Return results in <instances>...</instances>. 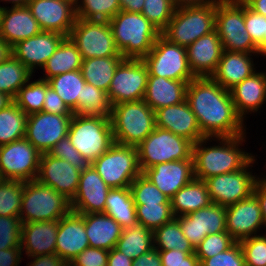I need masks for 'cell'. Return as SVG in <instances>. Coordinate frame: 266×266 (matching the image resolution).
Wrapping results in <instances>:
<instances>
[{
  "instance_id": "cell-33",
  "label": "cell",
  "mask_w": 266,
  "mask_h": 266,
  "mask_svg": "<svg viewBox=\"0 0 266 266\" xmlns=\"http://www.w3.org/2000/svg\"><path fill=\"white\" fill-rule=\"evenodd\" d=\"M174 217L188 215L212 204L207 184L193 179L170 198Z\"/></svg>"
},
{
  "instance_id": "cell-54",
  "label": "cell",
  "mask_w": 266,
  "mask_h": 266,
  "mask_svg": "<svg viewBox=\"0 0 266 266\" xmlns=\"http://www.w3.org/2000/svg\"><path fill=\"white\" fill-rule=\"evenodd\" d=\"M244 20L247 32L258 46L265 36L266 17L256 13L244 3Z\"/></svg>"
},
{
  "instance_id": "cell-51",
  "label": "cell",
  "mask_w": 266,
  "mask_h": 266,
  "mask_svg": "<svg viewBox=\"0 0 266 266\" xmlns=\"http://www.w3.org/2000/svg\"><path fill=\"white\" fill-rule=\"evenodd\" d=\"M21 226L19 217L0 216V250L21 247Z\"/></svg>"
},
{
  "instance_id": "cell-24",
  "label": "cell",
  "mask_w": 266,
  "mask_h": 266,
  "mask_svg": "<svg viewBox=\"0 0 266 266\" xmlns=\"http://www.w3.org/2000/svg\"><path fill=\"white\" fill-rule=\"evenodd\" d=\"M144 174L163 194L171 198L194 177L193 159L176 160L154 165Z\"/></svg>"
},
{
  "instance_id": "cell-29",
  "label": "cell",
  "mask_w": 266,
  "mask_h": 266,
  "mask_svg": "<svg viewBox=\"0 0 266 266\" xmlns=\"http://www.w3.org/2000/svg\"><path fill=\"white\" fill-rule=\"evenodd\" d=\"M256 53L231 52L224 50L215 73L211 76L226 90H231L245 78L255 73Z\"/></svg>"
},
{
  "instance_id": "cell-35",
  "label": "cell",
  "mask_w": 266,
  "mask_h": 266,
  "mask_svg": "<svg viewBox=\"0 0 266 266\" xmlns=\"http://www.w3.org/2000/svg\"><path fill=\"white\" fill-rule=\"evenodd\" d=\"M104 213L113 218L123 229L137 224L136 205L130 187L110 189Z\"/></svg>"
},
{
  "instance_id": "cell-43",
  "label": "cell",
  "mask_w": 266,
  "mask_h": 266,
  "mask_svg": "<svg viewBox=\"0 0 266 266\" xmlns=\"http://www.w3.org/2000/svg\"><path fill=\"white\" fill-rule=\"evenodd\" d=\"M78 19L109 22L121 11L119 0H76Z\"/></svg>"
},
{
  "instance_id": "cell-61",
  "label": "cell",
  "mask_w": 266,
  "mask_h": 266,
  "mask_svg": "<svg viewBox=\"0 0 266 266\" xmlns=\"http://www.w3.org/2000/svg\"><path fill=\"white\" fill-rule=\"evenodd\" d=\"M132 266H162L159 251L152 248L145 254L134 258Z\"/></svg>"
},
{
  "instance_id": "cell-48",
  "label": "cell",
  "mask_w": 266,
  "mask_h": 266,
  "mask_svg": "<svg viewBox=\"0 0 266 266\" xmlns=\"http://www.w3.org/2000/svg\"><path fill=\"white\" fill-rule=\"evenodd\" d=\"M175 9L172 0H144L141 13L162 31L172 19Z\"/></svg>"
},
{
  "instance_id": "cell-53",
  "label": "cell",
  "mask_w": 266,
  "mask_h": 266,
  "mask_svg": "<svg viewBox=\"0 0 266 266\" xmlns=\"http://www.w3.org/2000/svg\"><path fill=\"white\" fill-rule=\"evenodd\" d=\"M49 154L55 158L68 161L72 166L80 170L85 169L89 162L72 145L68 136L61 139L50 151Z\"/></svg>"
},
{
  "instance_id": "cell-21",
  "label": "cell",
  "mask_w": 266,
  "mask_h": 266,
  "mask_svg": "<svg viewBox=\"0 0 266 266\" xmlns=\"http://www.w3.org/2000/svg\"><path fill=\"white\" fill-rule=\"evenodd\" d=\"M110 189L94 167L89 164L81 170L78 189L70 201L71 210L79 214L104 213Z\"/></svg>"
},
{
  "instance_id": "cell-23",
  "label": "cell",
  "mask_w": 266,
  "mask_h": 266,
  "mask_svg": "<svg viewBox=\"0 0 266 266\" xmlns=\"http://www.w3.org/2000/svg\"><path fill=\"white\" fill-rule=\"evenodd\" d=\"M88 247L84 214L71 210L58 220L55 253L69 265L77 255Z\"/></svg>"
},
{
  "instance_id": "cell-62",
  "label": "cell",
  "mask_w": 266,
  "mask_h": 266,
  "mask_svg": "<svg viewBox=\"0 0 266 266\" xmlns=\"http://www.w3.org/2000/svg\"><path fill=\"white\" fill-rule=\"evenodd\" d=\"M133 259L115 247L109 251L107 266H132Z\"/></svg>"
},
{
  "instance_id": "cell-17",
  "label": "cell",
  "mask_w": 266,
  "mask_h": 266,
  "mask_svg": "<svg viewBox=\"0 0 266 266\" xmlns=\"http://www.w3.org/2000/svg\"><path fill=\"white\" fill-rule=\"evenodd\" d=\"M27 7L42 31L68 37L76 21L74 0H30Z\"/></svg>"
},
{
  "instance_id": "cell-56",
  "label": "cell",
  "mask_w": 266,
  "mask_h": 266,
  "mask_svg": "<svg viewBox=\"0 0 266 266\" xmlns=\"http://www.w3.org/2000/svg\"><path fill=\"white\" fill-rule=\"evenodd\" d=\"M162 266H200L199 259L194 252L180 250H158Z\"/></svg>"
},
{
  "instance_id": "cell-27",
  "label": "cell",
  "mask_w": 266,
  "mask_h": 266,
  "mask_svg": "<svg viewBox=\"0 0 266 266\" xmlns=\"http://www.w3.org/2000/svg\"><path fill=\"white\" fill-rule=\"evenodd\" d=\"M41 31L37 20L27 6L0 5V37L11 47Z\"/></svg>"
},
{
  "instance_id": "cell-66",
  "label": "cell",
  "mask_w": 266,
  "mask_h": 266,
  "mask_svg": "<svg viewBox=\"0 0 266 266\" xmlns=\"http://www.w3.org/2000/svg\"><path fill=\"white\" fill-rule=\"evenodd\" d=\"M12 55V47L0 37V63H3Z\"/></svg>"
},
{
  "instance_id": "cell-8",
  "label": "cell",
  "mask_w": 266,
  "mask_h": 266,
  "mask_svg": "<svg viewBox=\"0 0 266 266\" xmlns=\"http://www.w3.org/2000/svg\"><path fill=\"white\" fill-rule=\"evenodd\" d=\"M193 143L169 130L157 127L136 147L142 173L154 165L193 159Z\"/></svg>"
},
{
  "instance_id": "cell-1",
  "label": "cell",
  "mask_w": 266,
  "mask_h": 266,
  "mask_svg": "<svg viewBox=\"0 0 266 266\" xmlns=\"http://www.w3.org/2000/svg\"><path fill=\"white\" fill-rule=\"evenodd\" d=\"M186 101L195 114L204 137L247 134L246 121L236 112L230 91L212 77H195L190 81L187 84Z\"/></svg>"
},
{
  "instance_id": "cell-41",
  "label": "cell",
  "mask_w": 266,
  "mask_h": 266,
  "mask_svg": "<svg viewBox=\"0 0 266 266\" xmlns=\"http://www.w3.org/2000/svg\"><path fill=\"white\" fill-rule=\"evenodd\" d=\"M154 248L157 250H180L182 252H195V248L181 231L178 217L163 224L153 231Z\"/></svg>"
},
{
  "instance_id": "cell-22",
  "label": "cell",
  "mask_w": 266,
  "mask_h": 266,
  "mask_svg": "<svg viewBox=\"0 0 266 266\" xmlns=\"http://www.w3.org/2000/svg\"><path fill=\"white\" fill-rule=\"evenodd\" d=\"M64 38L60 33L41 31L12 46V55L34 74L44 67Z\"/></svg>"
},
{
  "instance_id": "cell-6",
  "label": "cell",
  "mask_w": 266,
  "mask_h": 266,
  "mask_svg": "<svg viewBox=\"0 0 266 266\" xmlns=\"http://www.w3.org/2000/svg\"><path fill=\"white\" fill-rule=\"evenodd\" d=\"M67 136L89 164L115 143L110 117L104 116L73 114Z\"/></svg>"
},
{
  "instance_id": "cell-60",
  "label": "cell",
  "mask_w": 266,
  "mask_h": 266,
  "mask_svg": "<svg viewBox=\"0 0 266 266\" xmlns=\"http://www.w3.org/2000/svg\"><path fill=\"white\" fill-rule=\"evenodd\" d=\"M266 174H262V177L258 179L255 184L253 194L257 197L259 201L262 219L266 227Z\"/></svg>"
},
{
  "instance_id": "cell-59",
  "label": "cell",
  "mask_w": 266,
  "mask_h": 266,
  "mask_svg": "<svg viewBox=\"0 0 266 266\" xmlns=\"http://www.w3.org/2000/svg\"><path fill=\"white\" fill-rule=\"evenodd\" d=\"M22 258L21 247L0 250V266H20Z\"/></svg>"
},
{
  "instance_id": "cell-9",
  "label": "cell",
  "mask_w": 266,
  "mask_h": 266,
  "mask_svg": "<svg viewBox=\"0 0 266 266\" xmlns=\"http://www.w3.org/2000/svg\"><path fill=\"white\" fill-rule=\"evenodd\" d=\"M215 30L221 39L223 50L256 53L257 45L245 27L242 0H221L216 3Z\"/></svg>"
},
{
  "instance_id": "cell-46",
  "label": "cell",
  "mask_w": 266,
  "mask_h": 266,
  "mask_svg": "<svg viewBox=\"0 0 266 266\" xmlns=\"http://www.w3.org/2000/svg\"><path fill=\"white\" fill-rule=\"evenodd\" d=\"M137 222L154 231L174 218L171 204H135Z\"/></svg>"
},
{
  "instance_id": "cell-30",
  "label": "cell",
  "mask_w": 266,
  "mask_h": 266,
  "mask_svg": "<svg viewBox=\"0 0 266 266\" xmlns=\"http://www.w3.org/2000/svg\"><path fill=\"white\" fill-rule=\"evenodd\" d=\"M58 220L22 223L21 250L27 257L55 253Z\"/></svg>"
},
{
  "instance_id": "cell-45",
  "label": "cell",
  "mask_w": 266,
  "mask_h": 266,
  "mask_svg": "<svg viewBox=\"0 0 266 266\" xmlns=\"http://www.w3.org/2000/svg\"><path fill=\"white\" fill-rule=\"evenodd\" d=\"M24 181L0 179V216L19 217Z\"/></svg>"
},
{
  "instance_id": "cell-44",
  "label": "cell",
  "mask_w": 266,
  "mask_h": 266,
  "mask_svg": "<svg viewBox=\"0 0 266 266\" xmlns=\"http://www.w3.org/2000/svg\"><path fill=\"white\" fill-rule=\"evenodd\" d=\"M49 86L47 80L38 78L24 84L14 98V102L27 114L42 112L46 89Z\"/></svg>"
},
{
  "instance_id": "cell-65",
  "label": "cell",
  "mask_w": 266,
  "mask_h": 266,
  "mask_svg": "<svg viewBox=\"0 0 266 266\" xmlns=\"http://www.w3.org/2000/svg\"><path fill=\"white\" fill-rule=\"evenodd\" d=\"M250 9L266 17V0H242Z\"/></svg>"
},
{
  "instance_id": "cell-11",
  "label": "cell",
  "mask_w": 266,
  "mask_h": 266,
  "mask_svg": "<svg viewBox=\"0 0 266 266\" xmlns=\"http://www.w3.org/2000/svg\"><path fill=\"white\" fill-rule=\"evenodd\" d=\"M152 76L190 82L195 76L190 70L185 47L169 42L162 35L142 59Z\"/></svg>"
},
{
  "instance_id": "cell-63",
  "label": "cell",
  "mask_w": 266,
  "mask_h": 266,
  "mask_svg": "<svg viewBox=\"0 0 266 266\" xmlns=\"http://www.w3.org/2000/svg\"><path fill=\"white\" fill-rule=\"evenodd\" d=\"M119 2L121 10L127 12L141 13L144 6V0H119Z\"/></svg>"
},
{
  "instance_id": "cell-13",
  "label": "cell",
  "mask_w": 266,
  "mask_h": 266,
  "mask_svg": "<svg viewBox=\"0 0 266 266\" xmlns=\"http://www.w3.org/2000/svg\"><path fill=\"white\" fill-rule=\"evenodd\" d=\"M68 37L78 48L83 60L122 56L116 47L111 27L106 21L76 18Z\"/></svg>"
},
{
  "instance_id": "cell-55",
  "label": "cell",
  "mask_w": 266,
  "mask_h": 266,
  "mask_svg": "<svg viewBox=\"0 0 266 266\" xmlns=\"http://www.w3.org/2000/svg\"><path fill=\"white\" fill-rule=\"evenodd\" d=\"M108 254L106 249L88 247L77 255L69 266H107Z\"/></svg>"
},
{
  "instance_id": "cell-15",
  "label": "cell",
  "mask_w": 266,
  "mask_h": 266,
  "mask_svg": "<svg viewBox=\"0 0 266 266\" xmlns=\"http://www.w3.org/2000/svg\"><path fill=\"white\" fill-rule=\"evenodd\" d=\"M41 153L26 139L0 146V179L36 180Z\"/></svg>"
},
{
  "instance_id": "cell-68",
  "label": "cell",
  "mask_w": 266,
  "mask_h": 266,
  "mask_svg": "<svg viewBox=\"0 0 266 266\" xmlns=\"http://www.w3.org/2000/svg\"><path fill=\"white\" fill-rule=\"evenodd\" d=\"M256 55L260 56V57H266V31H265V36L264 39L259 43V45L257 46V51H256Z\"/></svg>"
},
{
  "instance_id": "cell-50",
  "label": "cell",
  "mask_w": 266,
  "mask_h": 266,
  "mask_svg": "<svg viewBox=\"0 0 266 266\" xmlns=\"http://www.w3.org/2000/svg\"><path fill=\"white\" fill-rule=\"evenodd\" d=\"M246 266H266V233L239 241Z\"/></svg>"
},
{
  "instance_id": "cell-7",
  "label": "cell",
  "mask_w": 266,
  "mask_h": 266,
  "mask_svg": "<svg viewBox=\"0 0 266 266\" xmlns=\"http://www.w3.org/2000/svg\"><path fill=\"white\" fill-rule=\"evenodd\" d=\"M71 211V202L37 180L24 182L20 209L22 223L59 220Z\"/></svg>"
},
{
  "instance_id": "cell-16",
  "label": "cell",
  "mask_w": 266,
  "mask_h": 266,
  "mask_svg": "<svg viewBox=\"0 0 266 266\" xmlns=\"http://www.w3.org/2000/svg\"><path fill=\"white\" fill-rule=\"evenodd\" d=\"M72 115L39 112L28 115L25 138L41 153L49 151L68 135Z\"/></svg>"
},
{
  "instance_id": "cell-26",
  "label": "cell",
  "mask_w": 266,
  "mask_h": 266,
  "mask_svg": "<svg viewBox=\"0 0 266 266\" xmlns=\"http://www.w3.org/2000/svg\"><path fill=\"white\" fill-rule=\"evenodd\" d=\"M186 50L188 64L195 77H211L224 51L216 30L198 38Z\"/></svg>"
},
{
  "instance_id": "cell-36",
  "label": "cell",
  "mask_w": 266,
  "mask_h": 266,
  "mask_svg": "<svg viewBox=\"0 0 266 266\" xmlns=\"http://www.w3.org/2000/svg\"><path fill=\"white\" fill-rule=\"evenodd\" d=\"M123 59V56H111L82 60L81 72L84 80L108 93L114 72Z\"/></svg>"
},
{
  "instance_id": "cell-47",
  "label": "cell",
  "mask_w": 266,
  "mask_h": 266,
  "mask_svg": "<svg viewBox=\"0 0 266 266\" xmlns=\"http://www.w3.org/2000/svg\"><path fill=\"white\" fill-rule=\"evenodd\" d=\"M135 204H171L170 198L163 194L144 174L139 175L130 185Z\"/></svg>"
},
{
  "instance_id": "cell-69",
  "label": "cell",
  "mask_w": 266,
  "mask_h": 266,
  "mask_svg": "<svg viewBox=\"0 0 266 266\" xmlns=\"http://www.w3.org/2000/svg\"><path fill=\"white\" fill-rule=\"evenodd\" d=\"M30 0H0V2H5L11 4V7L27 6Z\"/></svg>"
},
{
  "instance_id": "cell-34",
  "label": "cell",
  "mask_w": 266,
  "mask_h": 266,
  "mask_svg": "<svg viewBox=\"0 0 266 266\" xmlns=\"http://www.w3.org/2000/svg\"><path fill=\"white\" fill-rule=\"evenodd\" d=\"M82 60L76 45L69 37H65L42 68L45 74L42 73L40 79L48 80L59 74L81 70Z\"/></svg>"
},
{
  "instance_id": "cell-10",
  "label": "cell",
  "mask_w": 266,
  "mask_h": 266,
  "mask_svg": "<svg viewBox=\"0 0 266 266\" xmlns=\"http://www.w3.org/2000/svg\"><path fill=\"white\" fill-rule=\"evenodd\" d=\"M91 165L111 189L130 187L142 174L137 148L118 143H114Z\"/></svg>"
},
{
  "instance_id": "cell-14",
  "label": "cell",
  "mask_w": 266,
  "mask_h": 266,
  "mask_svg": "<svg viewBox=\"0 0 266 266\" xmlns=\"http://www.w3.org/2000/svg\"><path fill=\"white\" fill-rule=\"evenodd\" d=\"M148 68L142 59L124 58L117 66L108 90L111 105L144 99Z\"/></svg>"
},
{
  "instance_id": "cell-28",
  "label": "cell",
  "mask_w": 266,
  "mask_h": 266,
  "mask_svg": "<svg viewBox=\"0 0 266 266\" xmlns=\"http://www.w3.org/2000/svg\"><path fill=\"white\" fill-rule=\"evenodd\" d=\"M235 110L244 120L266 103V72L256 71L230 90ZM263 105V106H262Z\"/></svg>"
},
{
  "instance_id": "cell-38",
  "label": "cell",
  "mask_w": 266,
  "mask_h": 266,
  "mask_svg": "<svg viewBox=\"0 0 266 266\" xmlns=\"http://www.w3.org/2000/svg\"><path fill=\"white\" fill-rule=\"evenodd\" d=\"M47 81L73 114H78V97H81L82 89L86 83L81 70L59 74Z\"/></svg>"
},
{
  "instance_id": "cell-52",
  "label": "cell",
  "mask_w": 266,
  "mask_h": 266,
  "mask_svg": "<svg viewBox=\"0 0 266 266\" xmlns=\"http://www.w3.org/2000/svg\"><path fill=\"white\" fill-rule=\"evenodd\" d=\"M200 266H246L245 257L239 242H235L226 251L211 258L199 259Z\"/></svg>"
},
{
  "instance_id": "cell-57",
  "label": "cell",
  "mask_w": 266,
  "mask_h": 266,
  "mask_svg": "<svg viewBox=\"0 0 266 266\" xmlns=\"http://www.w3.org/2000/svg\"><path fill=\"white\" fill-rule=\"evenodd\" d=\"M42 111L59 115H73V112L63 102V100L56 93V91L50 86H48L46 89V95Z\"/></svg>"
},
{
  "instance_id": "cell-42",
  "label": "cell",
  "mask_w": 266,
  "mask_h": 266,
  "mask_svg": "<svg viewBox=\"0 0 266 266\" xmlns=\"http://www.w3.org/2000/svg\"><path fill=\"white\" fill-rule=\"evenodd\" d=\"M111 108L107 92L85 83L78 97V115L110 117Z\"/></svg>"
},
{
  "instance_id": "cell-19",
  "label": "cell",
  "mask_w": 266,
  "mask_h": 266,
  "mask_svg": "<svg viewBox=\"0 0 266 266\" xmlns=\"http://www.w3.org/2000/svg\"><path fill=\"white\" fill-rule=\"evenodd\" d=\"M80 174L81 170L68 161L43 153L36 180L53 188L71 201L78 189Z\"/></svg>"
},
{
  "instance_id": "cell-58",
  "label": "cell",
  "mask_w": 266,
  "mask_h": 266,
  "mask_svg": "<svg viewBox=\"0 0 266 266\" xmlns=\"http://www.w3.org/2000/svg\"><path fill=\"white\" fill-rule=\"evenodd\" d=\"M32 258V259H30ZM30 261L26 266H69L56 253L41 256L27 257Z\"/></svg>"
},
{
  "instance_id": "cell-4",
  "label": "cell",
  "mask_w": 266,
  "mask_h": 266,
  "mask_svg": "<svg viewBox=\"0 0 266 266\" xmlns=\"http://www.w3.org/2000/svg\"><path fill=\"white\" fill-rule=\"evenodd\" d=\"M110 121L115 143L137 147L155 128V111L144 101L112 105Z\"/></svg>"
},
{
  "instance_id": "cell-37",
  "label": "cell",
  "mask_w": 266,
  "mask_h": 266,
  "mask_svg": "<svg viewBox=\"0 0 266 266\" xmlns=\"http://www.w3.org/2000/svg\"><path fill=\"white\" fill-rule=\"evenodd\" d=\"M115 248L131 259L137 258L154 248L153 231L139 223L126 227Z\"/></svg>"
},
{
  "instance_id": "cell-32",
  "label": "cell",
  "mask_w": 266,
  "mask_h": 266,
  "mask_svg": "<svg viewBox=\"0 0 266 266\" xmlns=\"http://www.w3.org/2000/svg\"><path fill=\"white\" fill-rule=\"evenodd\" d=\"M84 227L89 247L110 251L121 236L123 228L105 213L84 214Z\"/></svg>"
},
{
  "instance_id": "cell-39",
  "label": "cell",
  "mask_w": 266,
  "mask_h": 266,
  "mask_svg": "<svg viewBox=\"0 0 266 266\" xmlns=\"http://www.w3.org/2000/svg\"><path fill=\"white\" fill-rule=\"evenodd\" d=\"M33 76L34 74L23 63L11 55L0 63V92L14 99L18 90L33 79Z\"/></svg>"
},
{
  "instance_id": "cell-49",
  "label": "cell",
  "mask_w": 266,
  "mask_h": 266,
  "mask_svg": "<svg viewBox=\"0 0 266 266\" xmlns=\"http://www.w3.org/2000/svg\"><path fill=\"white\" fill-rule=\"evenodd\" d=\"M235 242L227 231L209 234L195 247L194 253L198 259L211 258L218 253L226 251Z\"/></svg>"
},
{
  "instance_id": "cell-20",
  "label": "cell",
  "mask_w": 266,
  "mask_h": 266,
  "mask_svg": "<svg viewBox=\"0 0 266 266\" xmlns=\"http://www.w3.org/2000/svg\"><path fill=\"white\" fill-rule=\"evenodd\" d=\"M261 228L266 227L254 194L226 207V231L236 242L258 235Z\"/></svg>"
},
{
  "instance_id": "cell-31",
  "label": "cell",
  "mask_w": 266,
  "mask_h": 266,
  "mask_svg": "<svg viewBox=\"0 0 266 266\" xmlns=\"http://www.w3.org/2000/svg\"><path fill=\"white\" fill-rule=\"evenodd\" d=\"M188 82L148 75L144 101L155 111L186 99Z\"/></svg>"
},
{
  "instance_id": "cell-5",
  "label": "cell",
  "mask_w": 266,
  "mask_h": 266,
  "mask_svg": "<svg viewBox=\"0 0 266 266\" xmlns=\"http://www.w3.org/2000/svg\"><path fill=\"white\" fill-rule=\"evenodd\" d=\"M216 3L177 8L161 35L187 48L198 38L215 31Z\"/></svg>"
},
{
  "instance_id": "cell-2",
  "label": "cell",
  "mask_w": 266,
  "mask_h": 266,
  "mask_svg": "<svg viewBox=\"0 0 266 266\" xmlns=\"http://www.w3.org/2000/svg\"><path fill=\"white\" fill-rule=\"evenodd\" d=\"M246 135L205 137L193 144L192 158L195 179L205 181L212 176L243 169L255 157L252 152H246L241 148L246 142ZM212 140L216 141V144L209 146V142Z\"/></svg>"
},
{
  "instance_id": "cell-12",
  "label": "cell",
  "mask_w": 266,
  "mask_h": 266,
  "mask_svg": "<svg viewBox=\"0 0 266 266\" xmlns=\"http://www.w3.org/2000/svg\"><path fill=\"white\" fill-rule=\"evenodd\" d=\"M256 160L254 157L243 169L206 179L212 203L228 207L251 196L256 182L262 176V173L258 176L252 173Z\"/></svg>"
},
{
  "instance_id": "cell-64",
  "label": "cell",
  "mask_w": 266,
  "mask_h": 266,
  "mask_svg": "<svg viewBox=\"0 0 266 266\" xmlns=\"http://www.w3.org/2000/svg\"><path fill=\"white\" fill-rule=\"evenodd\" d=\"M174 7L181 8V7H188V6H199V5H206L217 3L221 0H172Z\"/></svg>"
},
{
  "instance_id": "cell-3",
  "label": "cell",
  "mask_w": 266,
  "mask_h": 266,
  "mask_svg": "<svg viewBox=\"0 0 266 266\" xmlns=\"http://www.w3.org/2000/svg\"><path fill=\"white\" fill-rule=\"evenodd\" d=\"M108 23L116 47L124 58L143 59L161 35L142 13L121 10Z\"/></svg>"
},
{
  "instance_id": "cell-18",
  "label": "cell",
  "mask_w": 266,
  "mask_h": 266,
  "mask_svg": "<svg viewBox=\"0 0 266 266\" xmlns=\"http://www.w3.org/2000/svg\"><path fill=\"white\" fill-rule=\"evenodd\" d=\"M178 223L195 248L207 235L226 231V207L212 203L188 215L178 216Z\"/></svg>"
},
{
  "instance_id": "cell-40",
  "label": "cell",
  "mask_w": 266,
  "mask_h": 266,
  "mask_svg": "<svg viewBox=\"0 0 266 266\" xmlns=\"http://www.w3.org/2000/svg\"><path fill=\"white\" fill-rule=\"evenodd\" d=\"M27 117L15 102L0 110V146L25 138Z\"/></svg>"
},
{
  "instance_id": "cell-25",
  "label": "cell",
  "mask_w": 266,
  "mask_h": 266,
  "mask_svg": "<svg viewBox=\"0 0 266 266\" xmlns=\"http://www.w3.org/2000/svg\"><path fill=\"white\" fill-rule=\"evenodd\" d=\"M156 126L182 136L195 144L205 138L186 99L179 104L155 110Z\"/></svg>"
},
{
  "instance_id": "cell-67",
  "label": "cell",
  "mask_w": 266,
  "mask_h": 266,
  "mask_svg": "<svg viewBox=\"0 0 266 266\" xmlns=\"http://www.w3.org/2000/svg\"><path fill=\"white\" fill-rule=\"evenodd\" d=\"M14 102V99L6 93L0 92V110L6 109Z\"/></svg>"
}]
</instances>
